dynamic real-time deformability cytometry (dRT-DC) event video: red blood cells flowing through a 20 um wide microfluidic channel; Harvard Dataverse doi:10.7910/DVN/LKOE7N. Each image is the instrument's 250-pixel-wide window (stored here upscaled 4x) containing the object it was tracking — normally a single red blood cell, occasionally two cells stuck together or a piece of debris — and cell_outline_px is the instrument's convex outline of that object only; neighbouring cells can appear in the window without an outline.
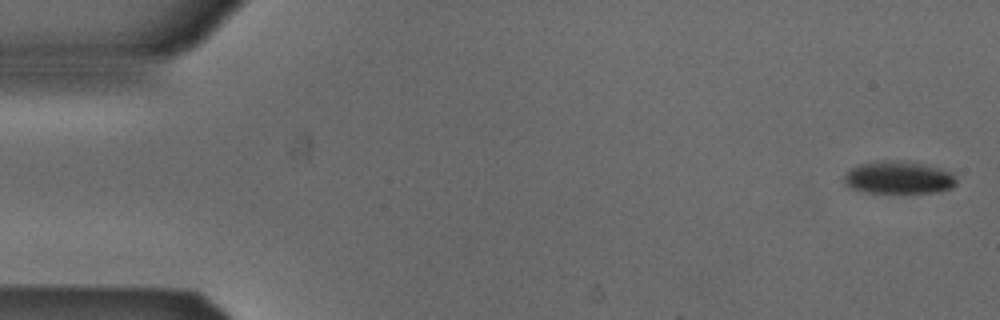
{"species": "Egyptian fruit bat (a non-hibernating species)", "species_latin": "Rousettus aegyptiacus", "temperature_condition": "cold", "stored_images_in_passage": 4, "camera_frame_rate_fps": 3000, "um_per_image_px": 0.085, "animal": {"sex": "male"}, "frame": {"image": 1, "passage_image": 1, "time_ms": 0.0, "image_size_px": [1000, 320], "cell_outline_px": [[956, 184], [952, 188], [940, 192], [864, 192], [848, 188], [844, 184], [844, 176], [852, 168], [860, 164], [876, 160], [908, 160], [940, 168], [952, 172], [956, 176]], "centroid_in_image_um": [76.39, 15.08], "position_along_channel_um": 8.6, "area_um2": 21.68}}